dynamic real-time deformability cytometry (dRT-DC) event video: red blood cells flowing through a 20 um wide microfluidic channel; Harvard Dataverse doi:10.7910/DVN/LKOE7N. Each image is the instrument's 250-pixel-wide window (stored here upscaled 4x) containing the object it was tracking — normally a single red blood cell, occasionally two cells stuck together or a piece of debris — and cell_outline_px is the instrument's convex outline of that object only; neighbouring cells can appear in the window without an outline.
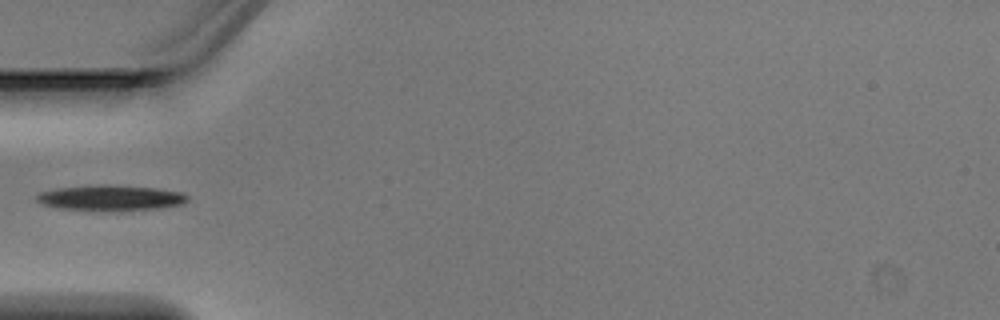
{"species": "Egyptian fruit bat (a non-hibernating species)", "species_latin": "Rousettus aegyptiacus", "temperature_condition": "warm", "stored_images_in_passage": 4, "camera_frame_rate_fps": 3000, "um_per_image_px": 0.085, "animal": {"sex": "male"}, "frame": {"image": 1, "passage_image": 4, "time_ms": 1.0, "image_size_px": [1000, 320], "cell_outline_px": [[188, 200], [184, 204], [160, 208], [116, 212], [60, 208], [44, 204], [36, 200], [36, 196], [40, 192], [56, 188], [96, 184], [104, 184], [156, 188], [180, 192], [188, 196]], "centroid_in_image_um": [9.42, 16.82], "position_along_channel_um": 75.6, "area_um2": 22.77}}